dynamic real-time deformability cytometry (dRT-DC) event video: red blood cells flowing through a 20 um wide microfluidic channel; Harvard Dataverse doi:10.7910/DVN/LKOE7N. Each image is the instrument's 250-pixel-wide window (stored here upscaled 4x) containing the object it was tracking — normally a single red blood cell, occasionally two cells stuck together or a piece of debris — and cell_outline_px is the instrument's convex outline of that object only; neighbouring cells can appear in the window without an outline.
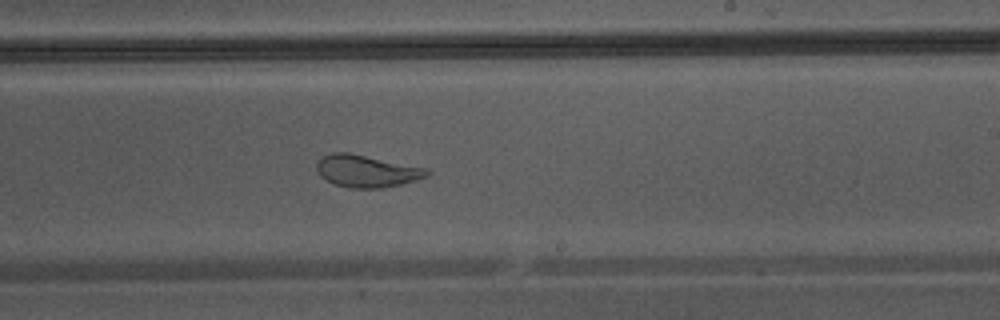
{"species": "Egyptian fruit bat (a non-hibernating species)", "species_latin": "Rousettus aegyptiacus", "temperature_condition": "warm", "stored_images_in_passage": 42, "camera_frame_rate_fps": 3000, "um_per_image_px": 0.085, "animal": {"sex": "male"}, "frame": {"image": 1, "passage_image": 30, "time_ms": 9.667, "image_size_px": [1000, 320], "cell_outline_px": [[432, 172], [428, 176], [416, 180], [384, 188], [352, 188], [336, 184], [320, 176], [316, 168], [316, 164], [324, 156], [332, 152], [348, 152], [428, 168]], "centroid_in_image_um": [31.21, 14.53], "position_along_channel_um": 257.8, "area_um2": 20.63}}